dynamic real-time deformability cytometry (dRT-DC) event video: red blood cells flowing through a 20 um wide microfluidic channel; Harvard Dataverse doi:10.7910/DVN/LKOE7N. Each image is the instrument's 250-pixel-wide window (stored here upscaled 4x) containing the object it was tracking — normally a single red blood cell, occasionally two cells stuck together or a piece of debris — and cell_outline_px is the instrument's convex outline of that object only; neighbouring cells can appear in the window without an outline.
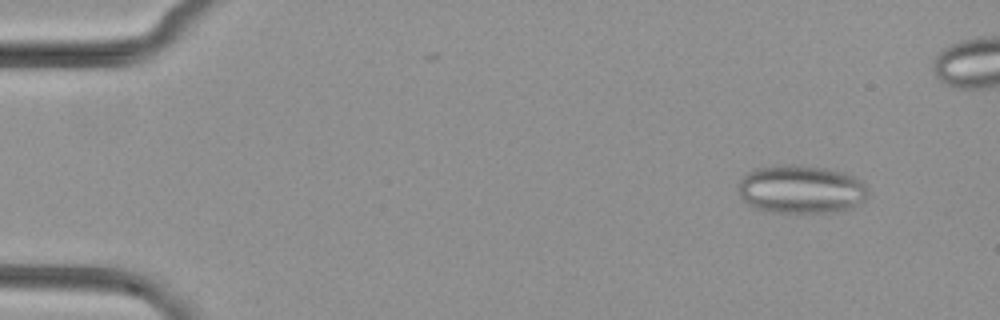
{"species": "common noctule bat (a hibernating species)", "species_latin": "Nyctalus noctula", "temperature_condition": "cold", "stored_images_in_passage": 48, "segment_of_instrument_passage": [1, 2], "camera_frame_rate_fps": 3000, "um_per_image_px": 0.085, "animal": {"sex": "female", "body_mass_g": 29.2, "forearm_length_mm": 56.3}, "frame": {"image": 1, "passage_image": 5, "time_ms": 1.333, "image_size_px": [1000, 320], "cell_outline_px": [[868, 192], [864, 200], [852, 208], [832, 212], [772, 212], [756, 208], [744, 200], [740, 196], [740, 180], [748, 172], [756, 168], [780, 164], [800, 164], [828, 168], [844, 172], [860, 180], [864, 184]], "centroid_in_image_um": [68.1, 16.07], "position_along_channel_um": 16.9, "area_um2": 36.53}}